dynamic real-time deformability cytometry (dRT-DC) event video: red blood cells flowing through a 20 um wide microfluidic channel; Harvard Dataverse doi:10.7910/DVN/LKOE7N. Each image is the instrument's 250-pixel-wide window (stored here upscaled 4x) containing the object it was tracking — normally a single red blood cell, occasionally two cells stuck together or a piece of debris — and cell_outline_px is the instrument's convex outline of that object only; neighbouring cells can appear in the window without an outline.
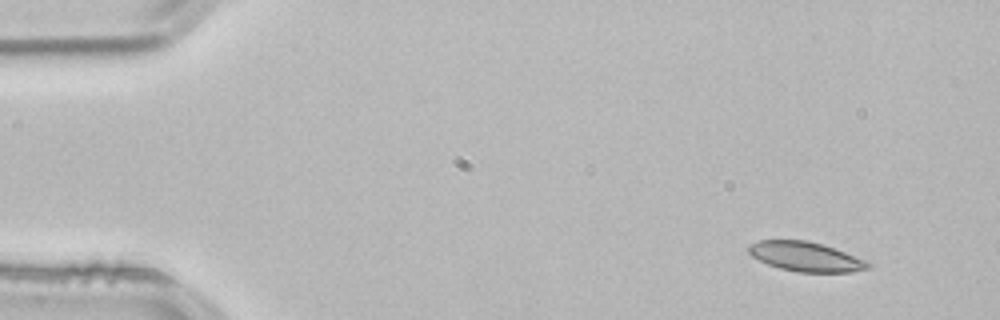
{"species": "common noctule bat (a hibernating species)", "species_latin": "Nyctalus noctula", "temperature_condition": "room temperature", "stored_images_in_passage": 50, "camera_frame_rate_fps": 3000, "um_per_image_px": 0.085, "animal": {"sex": "male", "body_mass_g": 21.5, "forearm_length_mm": 52.0}, "frame": {"image": 1, "passage_image": 1, "time_ms": 0.0, "image_size_px": [1000, 320], "cell_outline_px": [[872, 264], [868, 268], [852, 272], [800, 272], [780, 268], [768, 264], [752, 256], [748, 252], [748, 244], [760, 240], [808, 240], [844, 252], [864, 260]], "centroid_in_image_um": [68.44, 21.81], "position_along_channel_um": 16.6, "area_um2": 20.23}}
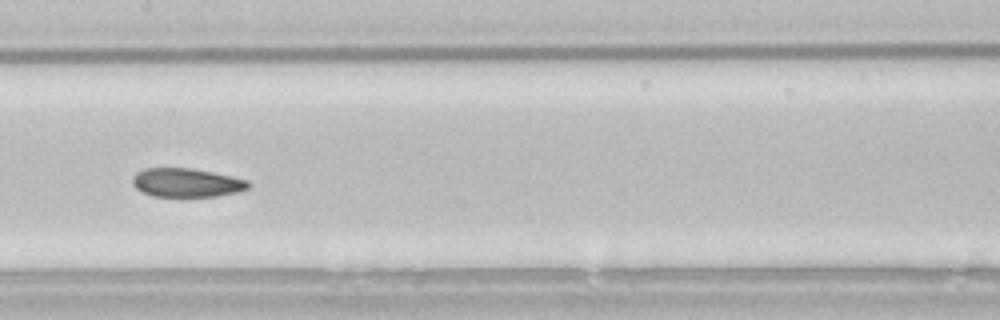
{"frame": {"image": 2, "passage_image": 23, "time_ms": 7.333, "image_size_px": [1000, 320], "cell_outline_px": [[248, 188], [236, 192], [216, 196], [152, 196], [136, 188], [132, 184], [132, 176], [136, 172], [144, 168], [192, 168], [232, 176], [248, 180]], "centroid_in_image_um": [15.82, 15.51], "position_along_channel_um": 191.6, "area_um2": 19.31}}
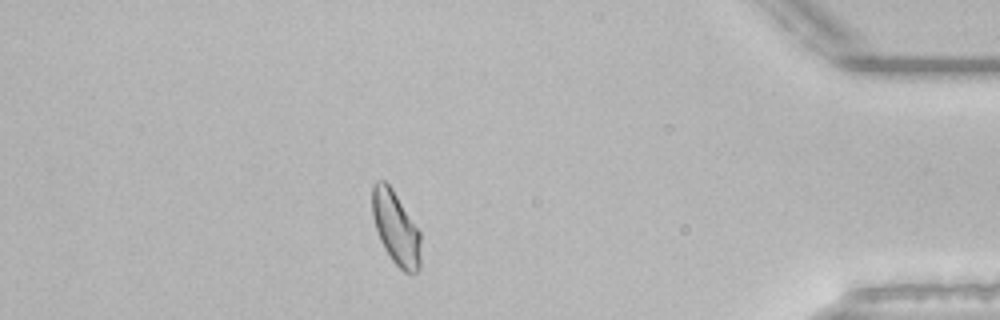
{"frame": {"image": 3, "passage_image": 43, "time_ms": 14.0, "image_size_px": [1000, 320], "cell_outline_px": [[420, 268], [416, 272], [404, 272], [392, 260], [384, 248], [380, 240], [372, 216], [372, 184], [376, 180], [384, 180], [392, 188], [420, 232]], "centroid_in_image_um": [33.63, 19.36], "position_along_channel_um": 401.6, "area_um2": 20.58}, "authors_computed_cell_mechanics": {"area_um2": 20.6346, "velocity_mm_per_s": 3.7952, "shape_relaxation_time_tau1_ms": null, "shape_relaxation_time_tau2_ms": 2.3909, "deformation_change_tau1": null, "deformation_change_tau2": 0.0703}}